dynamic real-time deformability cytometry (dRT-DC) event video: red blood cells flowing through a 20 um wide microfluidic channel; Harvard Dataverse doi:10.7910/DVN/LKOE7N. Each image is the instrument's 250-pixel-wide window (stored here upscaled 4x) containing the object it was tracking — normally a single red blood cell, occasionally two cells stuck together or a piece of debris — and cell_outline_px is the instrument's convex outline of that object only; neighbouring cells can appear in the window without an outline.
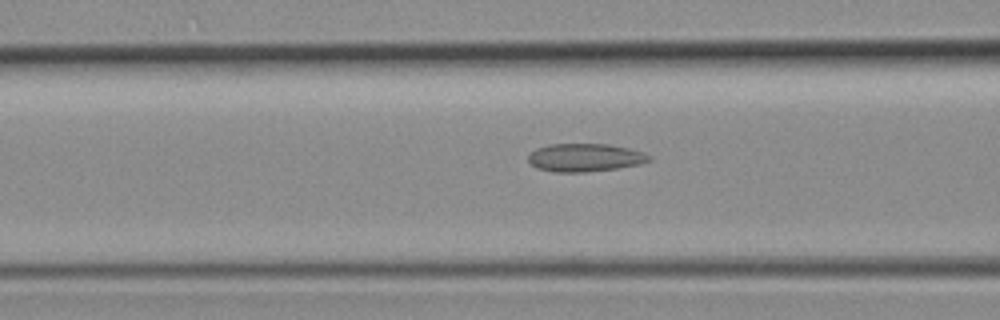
{"species": "common noctule bat (a hibernating species)", "species_latin": "Nyctalus noctula", "temperature_condition": "room temperature", "stored_images_in_passage": 31, "camera_frame_rate_fps": 3000, "um_per_image_px": 0.085, "animal": {"sex": "female", "body_mass_g": 19.3, "forearm_length_mm": 54.1}, "frame": {"image": 1, "passage_image": 6, "time_ms": 1.667, "image_size_px": [1000, 320], "cell_outline_px": [[652, 160], [640, 164], [616, 168], [588, 172], [552, 172], [536, 168], [528, 160], [528, 156], [536, 148], [548, 144], [608, 144], [628, 148], [644, 152], [652, 156]], "centroid_in_image_um": [49.73, 13.39], "position_along_channel_um": 116.9, "area_um2": 19.88}}
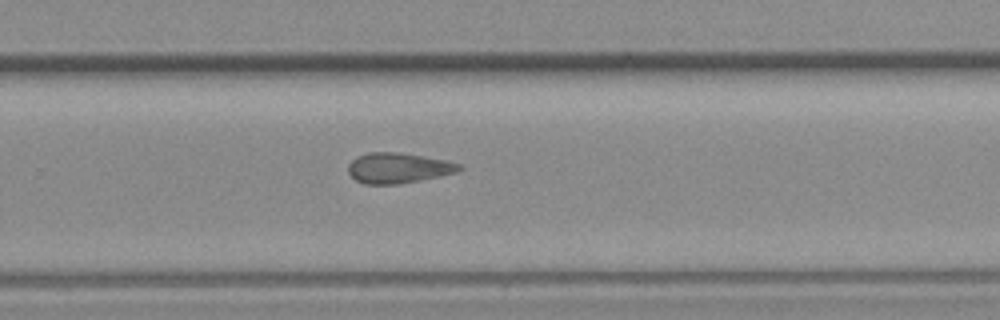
{"frame": {"image": 2, "passage_image": 17, "time_ms": 5.333, "image_size_px": [1000, 320], "cell_outline_px": [[464, 168], [456, 172], [440, 176], [420, 180], [396, 184], [364, 184], [356, 180], [348, 172], [348, 164], [352, 160], [368, 152], [396, 152], [444, 160], [460, 164]], "centroid_in_image_um": [33.83, 14.28], "position_along_channel_um": 296.0, "area_um2": 19.36}}
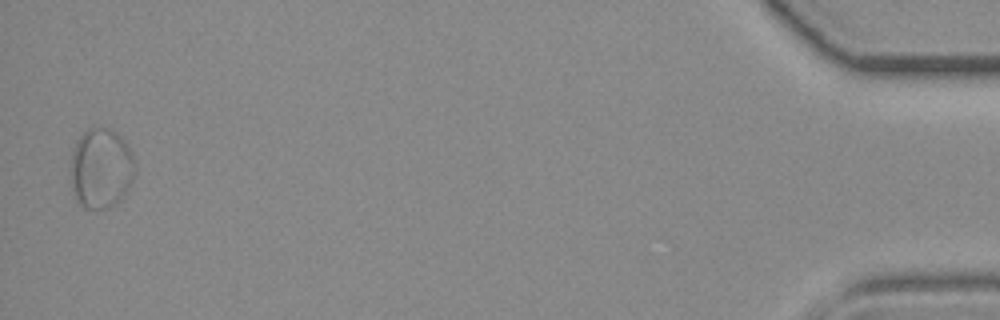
{"frame": {"image": 3, "passage_image": 31, "time_ms": 10.0, "image_size_px": [1000, 320], "cell_outline_px": [[136, 172], [128, 192], [116, 204], [108, 208], [84, 208], [80, 204], [72, 188], [72, 152], [76, 140], [88, 128], [112, 128], [124, 140], [132, 152], [136, 168]], "centroid_in_image_um": [8.64, 14.3], "position_along_channel_um": 426.6, "area_um2": 30.23}}